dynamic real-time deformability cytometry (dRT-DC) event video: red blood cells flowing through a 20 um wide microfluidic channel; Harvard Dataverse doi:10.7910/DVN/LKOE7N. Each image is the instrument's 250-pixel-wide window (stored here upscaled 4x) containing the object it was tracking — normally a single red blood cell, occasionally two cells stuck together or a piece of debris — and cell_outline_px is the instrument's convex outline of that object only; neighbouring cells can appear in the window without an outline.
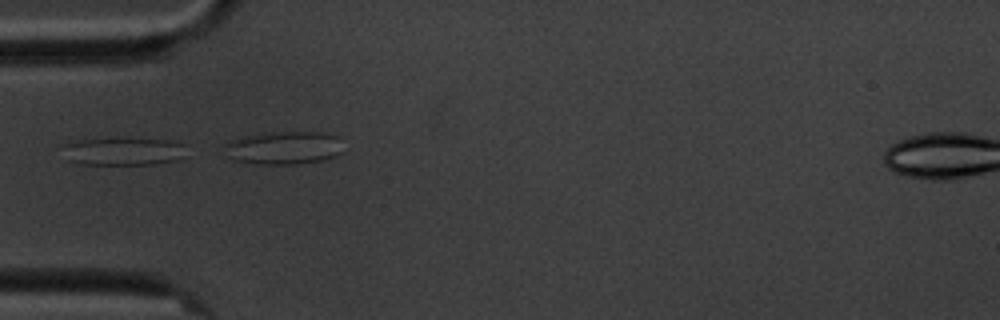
{"species": "common noctule bat (a hibernating species)", "species_latin": "Nyctalus noctula", "temperature_condition": "cold", "stored_images_in_passage": 7, "camera_frame_rate_fps": 3000, "um_per_image_px": 0.085, "animal": {"sex": "male", "body_mass_g": 20.1, "forearm_length_mm": 53.5}, "frame": {"image": 1, "passage_image": 5, "time_ms": 4.667, "image_size_px": [1000, 320], "cell_outline_px": [[184, 144], [180, 160], [152, 164], [80, 164], [68, 160], [68, 140], [116, 136], [168, 140]], "centroid_in_image_um": [10.49, 12.82], "position_along_channel_um": 74.5, "area_um2": 20.4}}